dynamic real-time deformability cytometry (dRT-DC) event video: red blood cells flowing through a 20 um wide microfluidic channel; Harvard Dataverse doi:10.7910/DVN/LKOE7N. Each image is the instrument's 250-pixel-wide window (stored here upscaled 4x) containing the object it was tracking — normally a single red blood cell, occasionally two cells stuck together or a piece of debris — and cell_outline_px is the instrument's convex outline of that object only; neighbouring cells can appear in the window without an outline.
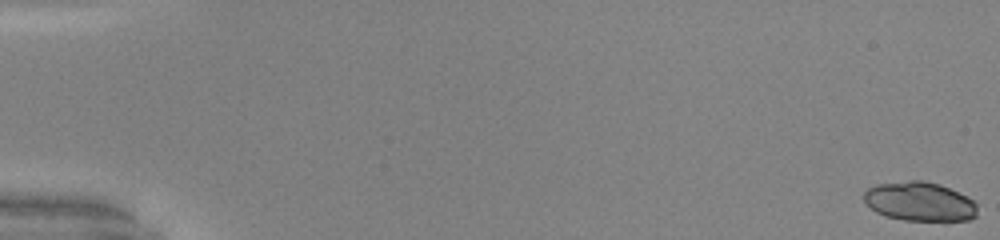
{"species": "common noctule bat (a hibernating species)", "species_latin": "Nyctalus noctula", "temperature_condition": "warm", "stored_images_in_passage": 52, "camera_frame_rate_fps": 3000, "um_per_image_px": 0.085, "animal": {"sex": "male", "body_mass_g": 20.0, "forearm_length_mm": 53.3}, "frame": {"image": 1, "passage_image": 1, "time_ms": 0.0, "image_size_px": [1000, 240], "cell_outline_px": [[976, 216], [968, 220], [944, 224], [904, 220], [884, 216], [876, 212], [864, 200], [864, 192], [868, 188], [876, 184], [908, 180], [924, 180], [940, 184], [972, 200], [976, 204]], "centroid_in_image_um": [78.19, 17.18], "position_along_channel_um": 6.8, "area_um2": 26.59}}
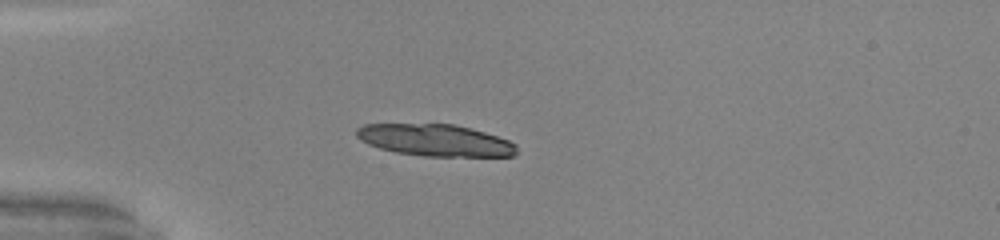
{"frame": {"image": 2, "passage_image": 16, "time_ms": 5.0, "image_size_px": [1000, 240], "cell_outline_px": [[516, 152], [512, 156], [424, 156], [396, 152], [380, 148], [368, 144], [360, 140], [356, 136], [356, 128], [364, 124], [452, 124], [484, 132], [508, 140], [516, 144]], "centroid_in_image_um": [36.95, 11.92], "position_along_channel_um": 48.0, "area_um2": 29.48}}